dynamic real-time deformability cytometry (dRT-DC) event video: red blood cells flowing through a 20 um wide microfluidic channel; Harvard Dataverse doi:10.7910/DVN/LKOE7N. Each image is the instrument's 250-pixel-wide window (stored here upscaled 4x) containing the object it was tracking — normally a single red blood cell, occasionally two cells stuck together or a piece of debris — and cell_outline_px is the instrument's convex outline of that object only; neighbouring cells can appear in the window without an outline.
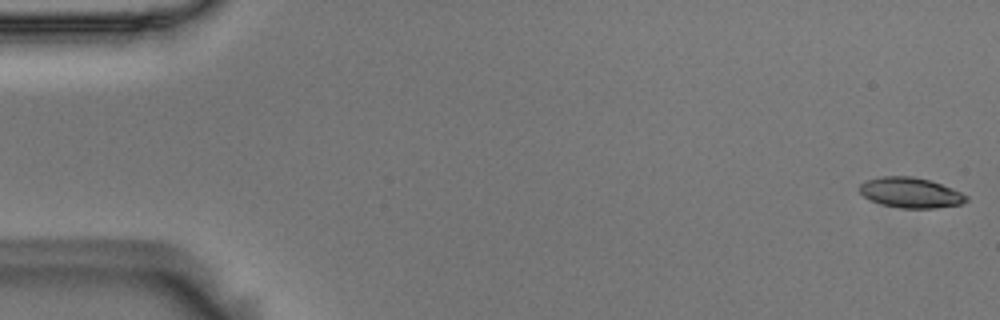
{"species": "Egyptian fruit bat (a non-hibernating species)", "species_latin": "Rousettus aegyptiacus", "temperature_condition": "room temperature", "stored_images_in_passage": 5, "camera_frame_rate_fps": 3000, "um_per_image_px": 0.085, "animal": {"sex": "male"}, "frame": {"image": 1, "passage_image": 1, "time_ms": 0.0, "image_size_px": [1000, 320], "cell_outline_px": [[968, 200], [960, 204], [936, 208], [900, 208], [884, 204], [872, 200], [864, 196], [860, 192], [860, 184], [868, 180], [880, 176], [912, 176], [928, 180], [952, 188], [968, 196]], "centroid_in_image_um": [77.41, 16.37], "position_along_channel_um": 7.6, "area_um2": 18.55}}
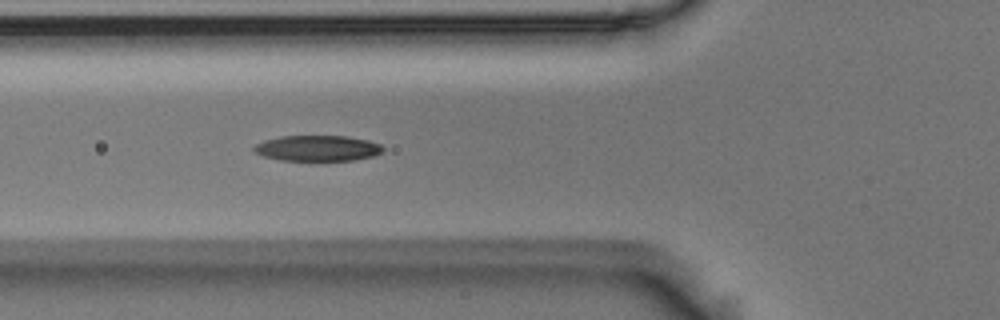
{"frame": {"image": 2, "passage_image": 5, "time_ms": 1.333, "image_size_px": [1000, 320], "cell_outline_px": [[384, 148], [380, 152], [372, 156], [352, 160], [280, 160], [264, 156], [256, 152], [252, 148], [256, 144], [264, 140], [280, 136], [348, 136], [368, 140], [380, 144]], "centroid_in_image_um": [26.97, 12.59], "position_along_channel_um": 98.8, "area_um2": 19.13}}